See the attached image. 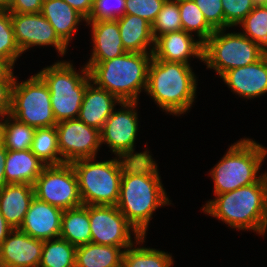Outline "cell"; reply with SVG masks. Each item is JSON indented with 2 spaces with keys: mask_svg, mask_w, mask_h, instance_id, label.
Wrapping results in <instances>:
<instances>
[{
  "mask_svg": "<svg viewBox=\"0 0 267 267\" xmlns=\"http://www.w3.org/2000/svg\"><path fill=\"white\" fill-rule=\"evenodd\" d=\"M21 54L14 36L11 13L0 10V57L9 59L14 64Z\"/></svg>",
  "mask_w": 267,
  "mask_h": 267,
  "instance_id": "34",
  "label": "cell"
},
{
  "mask_svg": "<svg viewBox=\"0 0 267 267\" xmlns=\"http://www.w3.org/2000/svg\"><path fill=\"white\" fill-rule=\"evenodd\" d=\"M165 0H126L125 14L136 15L153 24Z\"/></svg>",
  "mask_w": 267,
  "mask_h": 267,
  "instance_id": "37",
  "label": "cell"
},
{
  "mask_svg": "<svg viewBox=\"0 0 267 267\" xmlns=\"http://www.w3.org/2000/svg\"><path fill=\"white\" fill-rule=\"evenodd\" d=\"M15 79H0V116H6L11 111L12 88Z\"/></svg>",
  "mask_w": 267,
  "mask_h": 267,
  "instance_id": "39",
  "label": "cell"
},
{
  "mask_svg": "<svg viewBox=\"0 0 267 267\" xmlns=\"http://www.w3.org/2000/svg\"><path fill=\"white\" fill-rule=\"evenodd\" d=\"M33 188L37 199L63 210L83 205L71 163L45 166Z\"/></svg>",
  "mask_w": 267,
  "mask_h": 267,
  "instance_id": "11",
  "label": "cell"
},
{
  "mask_svg": "<svg viewBox=\"0 0 267 267\" xmlns=\"http://www.w3.org/2000/svg\"><path fill=\"white\" fill-rule=\"evenodd\" d=\"M41 14L67 46L80 21L86 22V18L64 0H43Z\"/></svg>",
  "mask_w": 267,
  "mask_h": 267,
  "instance_id": "23",
  "label": "cell"
},
{
  "mask_svg": "<svg viewBox=\"0 0 267 267\" xmlns=\"http://www.w3.org/2000/svg\"><path fill=\"white\" fill-rule=\"evenodd\" d=\"M58 147L64 163L96 158L101 146L100 131L77 119L56 124Z\"/></svg>",
  "mask_w": 267,
  "mask_h": 267,
  "instance_id": "13",
  "label": "cell"
},
{
  "mask_svg": "<svg viewBox=\"0 0 267 267\" xmlns=\"http://www.w3.org/2000/svg\"><path fill=\"white\" fill-rule=\"evenodd\" d=\"M43 240L13 229L0 246V267H39Z\"/></svg>",
  "mask_w": 267,
  "mask_h": 267,
  "instance_id": "15",
  "label": "cell"
},
{
  "mask_svg": "<svg viewBox=\"0 0 267 267\" xmlns=\"http://www.w3.org/2000/svg\"><path fill=\"white\" fill-rule=\"evenodd\" d=\"M263 57L267 61V45L263 48Z\"/></svg>",
  "mask_w": 267,
  "mask_h": 267,
  "instance_id": "46",
  "label": "cell"
},
{
  "mask_svg": "<svg viewBox=\"0 0 267 267\" xmlns=\"http://www.w3.org/2000/svg\"><path fill=\"white\" fill-rule=\"evenodd\" d=\"M14 36L22 54L33 46H53L65 55L68 46L58 37L54 28L41 13H11Z\"/></svg>",
  "mask_w": 267,
  "mask_h": 267,
  "instance_id": "14",
  "label": "cell"
},
{
  "mask_svg": "<svg viewBox=\"0 0 267 267\" xmlns=\"http://www.w3.org/2000/svg\"><path fill=\"white\" fill-rule=\"evenodd\" d=\"M14 64L4 57H0V79H15Z\"/></svg>",
  "mask_w": 267,
  "mask_h": 267,
  "instance_id": "42",
  "label": "cell"
},
{
  "mask_svg": "<svg viewBox=\"0 0 267 267\" xmlns=\"http://www.w3.org/2000/svg\"><path fill=\"white\" fill-rule=\"evenodd\" d=\"M196 81L190 64L152 58L145 92L163 111L179 116L188 112L193 105Z\"/></svg>",
  "mask_w": 267,
  "mask_h": 267,
  "instance_id": "3",
  "label": "cell"
},
{
  "mask_svg": "<svg viewBox=\"0 0 267 267\" xmlns=\"http://www.w3.org/2000/svg\"><path fill=\"white\" fill-rule=\"evenodd\" d=\"M121 247L93 242L76 248L75 267H121Z\"/></svg>",
  "mask_w": 267,
  "mask_h": 267,
  "instance_id": "26",
  "label": "cell"
},
{
  "mask_svg": "<svg viewBox=\"0 0 267 267\" xmlns=\"http://www.w3.org/2000/svg\"><path fill=\"white\" fill-rule=\"evenodd\" d=\"M15 78L10 115L35 128L56 126L50 91L43 79L34 74L24 82Z\"/></svg>",
  "mask_w": 267,
  "mask_h": 267,
  "instance_id": "9",
  "label": "cell"
},
{
  "mask_svg": "<svg viewBox=\"0 0 267 267\" xmlns=\"http://www.w3.org/2000/svg\"><path fill=\"white\" fill-rule=\"evenodd\" d=\"M121 101L90 81L83 96L78 119L99 131Z\"/></svg>",
  "mask_w": 267,
  "mask_h": 267,
  "instance_id": "20",
  "label": "cell"
},
{
  "mask_svg": "<svg viewBox=\"0 0 267 267\" xmlns=\"http://www.w3.org/2000/svg\"><path fill=\"white\" fill-rule=\"evenodd\" d=\"M225 30V31H224ZM217 29L204 42L203 63L221 76L234 68L248 66L263 56V48L241 32Z\"/></svg>",
  "mask_w": 267,
  "mask_h": 267,
  "instance_id": "8",
  "label": "cell"
},
{
  "mask_svg": "<svg viewBox=\"0 0 267 267\" xmlns=\"http://www.w3.org/2000/svg\"><path fill=\"white\" fill-rule=\"evenodd\" d=\"M67 2L72 8L77 10L80 14H82L86 19L89 17L93 0H64Z\"/></svg>",
  "mask_w": 267,
  "mask_h": 267,
  "instance_id": "41",
  "label": "cell"
},
{
  "mask_svg": "<svg viewBox=\"0 0 267 267\" xmlns=\"http://www.w3.org/2000/svg\"><path fill=\"white\" fill-rule=\"evenodd\" d=\"M63 211V209L34 196L19 229L29 236L43 241L59 238Z\"/></svg>",
  "mask_w": 267,
  "mask_h": 267,
  "instance_id": "17",
  "label": "cell"
},
{
  "mask_svg": "<svg viewBox=\"0 0 267 267\" xmlns=\"http://www.w3.org/2000/svg\"><path fill=\"white\" fill-rule=\"evenodd\" d=\"M34 198L30 184H6L0 189V212L13 229H19Z\"/></svg>",
  "mask_w": 267,
  "mask_h": 267,
  "instance_id": "21",
  "label": "cell"
},
{
  "mask_svg": "<svg viewBox=\"0 0 267 267\" xmlns=\"http://www.w3.org/2000/svg\"><path fill=\"white\" fill-rule=\"evenodd\" d=\"M7 157V149L4 145L0 142V189L6 185V178H5V161Z\"/></svg>",
  "mask_w": 267,
  "mask_h": 267,
  "instance_id": "43",
  "label": "cell"
},
{
  "mask_svg": "<svg viewBox=\"0 0 267 267\" xmlns=\"http://www.w3.org/2000/svg\"><path fill=\"white\" fill-rule=\"evenodd\" d=\"M267 149L250 138L233 143L227 153L211 169L214 182V194L233 191L256 183L263 174L258 175Z\"/></svg>",
  "mask_w": 267,
  "mask_h": 267,
  "instance_id": "5",
  "label": "cell"
},
{
  "mask_svg": "<svg viewBox=\"0 0 267 267\" xmlns=\"http://www.w3.org/2000/svg\"><path fill=\"white\" fill-rule=\"evenodd\" d=\"M76 247L62 238L43 241L39 267H75Z\"/></svg>",
  "mask_w": 267,
  "mask_h": 267,
  "instance_id": "29",
  "label": "cell"
},
{
  "mask_svg": "<svg viewBox=\"0 0 267 267\" xmlns=\"http://www.w3.org/2000/svg\"><path fill=\"white\" fill-rule=\"evenodd\" d=\"M89 218L93 243L121 247L125 250L134 245L131 232L134 233L135 244L145 242L146 236L138 233L117 206L89 205Z\"/></svg>",
  "mask_w": 267,
  "mask_h": 267,
  "instance_id": "12",
  "label": "cell"
},
{
  "mask_svg": "<svg viewBox=\"0 0 267 267\" xmlns=\"http://www.w3.org/2000/svg\"><path fill=\"white\" fill-rule=\"evenodd\" d=\"M46 165L30 150H7L5 178L7 184L33 185Z\"/></svg>",
  "mask_w": 267,
  "mask_h": 267,
  "instance_id": "24",
  "label": "cell"
},
{
  "mask_svg": "<svg viewBox=\"0 0 267 267\" xmlns=\"http://www.w3.org/2000/svg\"><path fill=\"white\" fill-rule=\"evenodd\" d=\"M11 0H0V10L9 12Z\"/></svg>",
  "mask_w": 267,
  "mask_h": 267,
  "instance_id": "45",
  "label": "cell"
},
{
  "mask_svg": "<svg viewBox=\"0 0 267 267\" xmlns=\"http://www.w3.org/2000/svg\"><path fill=\"white\" fill-rule=\"evenodd\" d=\"M0 120L2 121L0 142L7 150L23 151L31 149L35 127L18 121L10 114L1 117Z\"/></svg>",
  "mask_w": 267,
  "mask_h": 267,
  "instance_id": "27",
  "label": "cell"
},
{
  "mask_svg": "<svg viewBox=\"0 0 267 267\" xmlns=\"http://www.w3.org/2000/svg\"><path fill=\"white\" fill-rule=\"evenodd\" d=\"M126 0H93L86 21L117 20L125 14Z\"/></svg>",
  "mask_w": 267,
  "mask_h": 267,
  "instance_id": "36",
  "label": "cell"
},
{
  "mask_svg": "<svg viewBox=\"0 0 267 267\" xmlns=\"http://www.w3.org/2000/svg\"><path fill=\"white\" fill-rule=\"evenodd\" d=\"M50 91L51 105L56 122L77 119L84 92L91 81L88 68L76 72L70 61H57L37 73Z\"/></svg>",
  "mask_w": 267,
  "mask_h": 267,
  "instance_id": "7",
  "label": "cell"
},
{
  "mask_svg": "<svg viewBox=\"0 0 267 267\" xmlns=\"http://www.w3.org/2000/svg\"><path fill=\"white\" fill-rule=\"evenodd\" d=\"M12 230L13 228L7 223L0 212V246Z\"/></svg>",
  "mask_w": 267,
  "mask_h": 267,
  "instance_id": "44",
  "label": "cell"
},
{
  "mask_svg": "<svg viewBox=\"0 0 267 267\" xmlns=\"http://www.w3.org/2000/svg\"><path fill=\"white\" fill-rule=\"evenodd\" d=\"M243 27V35L262 48L267 45V8L258 3L238 24Z\"/></svg>",
  "mask_w": 267,
  "mask_h": 267,
  "instance_id": "32",
  "label": "cell"
},
{
  "mask_svg": "<svg viewBox=\"0 0 267 267\" xmlns=\"http://www.w3.org/2000/svg\"><path fill=\"white\" fill-rule=\"evenodd\" d=\"M46 166L63 164L55 126L36 128L30 149Z\"/></svg>",
  "mask_w": 267,
  "mask_h": 267,
  "instance_id": "28",
  "label": "cell"
},
{
  "mask_svg": "<svg viewBox=\"0 0 267 267\" xmlns=\"http://www.w3.org/2000/svg\"><path fill=\"white\" fill-rule=\"evenodd\" d=\"M152 158L130 160L124 166L116 205L141 236H146L153 212L171 204Z\"/></svg>",
  "mask_w": 267,
  "mask_h": 267,
  "instance_id": "1",
  "label": "cell"
},
{
  "mask_svg": "<svg viewBox=\"0 0 267 267\" xmlns=\"http://www.w3.org/2000/svg\"><path fill=\"white\" fill-rule=\"evenodd\" d=\"M92 26L93 49L87 63H101L126 53L117 20L86 21Z\"/></svg>",
  "mask_w": 267,
  "mask_h": 267,
  "instance_id": "19",
  "label": "cell"
},
{
  "mask_svg": "<svg viewBox=\"0 0 267 267\" xmlns=\"http://www.w3.org/2000/svg\"><path fill=\"white\" fill-rule=\"evenodd\" d=\"M152 53L126 52L101 63H86L91 82L105 89L120 101L138 102L141 90L146 91L148 67Z\"/></svg>",
  "mask_w": 267,
  "mask_h": 267,
  "instance_id": "4",
  "label": "cell"
},
{
  "mask_svg": "<svg viewBox=\"0 0 267 267\" xmlns=\"http://www.w3.org/2000/svg\"><path fill=\"white\" fill-rule=\"evenodd\" d=\"M202 211L238 230H253L262 236L267 230V172L253 184L214 194Z\"/></svg>",
  "mask_w": 267,
  "mask_h": 267,
  "instance_id": "2",
  "label": "cell"
},
{
  "mask_svg": "<svg viewBox=\"0 0 267 267\" xmlns=\"http://www.w3.org/2000/svg\"><path fill=\"white\" fill-rule=\"evenodd\" d=\"M224 12V29L238 24L253 10L259 0H221Z\"/></svg>",
  "mask_w": 267,
  "mask_h": 267,
  "instance_id": "35",
  "label": "cell"
},
{
  "mask_svg": "<svg viewBox=\"0 0 267 267\" xmlns=\"http://www.w3.org/2000/svg\"><path fill=\"white\" fill-rule=\"evenodd\" d=\"M60 238L76 248L91 242L89 205H82L63 211Z\"/></svg>",
  "mask_w": 267,
  "mask_h": 267,
  "instance_id": "25",
  "label": "cell"
},
{
  "mask_svg": "<svg viewBox=\"0 0 267 267\" xmlns=\"http://www.w3.org/2000/svg\"><path fill=\"white\" fill-rule=\"evenodd\" d=\"M133 246L124 250L121 267H171L174 262L164 251Z\"/></svg>",
  "mask_w": 267,
  "mask_h": 267,
  "instance_id": "30",
  "label": "cell"
},
{
  "mask_svg": "<svg viewBox=\"0 0 267 267\" xmlns=\"http://www.w3.org/2000/svg\"><path fill=\"white\" fill-rule=\"evenodd\" d=\"M117 22L119 25L120 37L126 52H153L154 39L152 36L151 23L144 18L131 14H124L117 19Z\"/></svg>",
  "mask_w": 267,
  "mask_h": 267,
  "instance_id": "22",
  "label": "cell"
},
{
  "mask_svg": "<svg viewBox=\"0 0 267 267\" xmlns=\"http://www.w3.org/2000/svg\"><path fill=\"white\" fill-rule=\"evenodd\" d=\"M43 0H11L10 13H41Z\"/></svg>",
  "mask_w": 267,
  "mask_h": 267,
  "instance_id": "40",
  "label": "cell"
},
{
  "mask_svg": "<svg viewBox=\"0 0 267 267\" xmlns=\"http://www.w3.org/2000/svg\"><path fill=\"white\" fill-rule=\"evenodd\" d=\"M203 49L202 41H196L193 34L180 30L157 37L154 40L152 58L189 64V58L195 56L203 62Z\"/></svg>",
  "mask_w": 267,
  "mask_h": 267,
  "instance_id": "16",
  "label": "cell"
},
{
  "mask_svg": "<svg viewBox=\"0 0 267 267\" xmlns=\"http://www.w3.org/2000/svg\"><path fill=\"white\" fill-rule=\"evenodd\" d=\"M138 102L121 101V108L110 115L100 130V142L106 144L115 156L128 160H145L152 156L147 150L135 153L134 145L138 133Z\"/></svg>",
  "mask_w": 267,
  "mask_h": 267,
  "instance_id": "10",
  "label": "cell"
},
{
  "mask_svg": "<svg viewBox=\"0 0 267 267\" xmlns=\"http://www.w3.org/2000/svg\"><path fill=\"white\" fill-rule=\"evenodd\" d=\"M259 3H261L264 7L267 8V0H259Z\"/></svg>",
  "mask_w": 267,
  "mask_h": 267,
  "instance_id": "47",
  "label": "cell"
},
{
  "mask_svg": "<svg viewBox=\"0 0 267 267\" xmlns=\"http://www.w3.org/2000/svg\"><path fill=\"white\" fill-rule=\"evenodd\" d=\"M182 30L198 36L203 43L214 33L215 29L206 21L204 14L193 0H179Z\"/></svg>",
  "mask_w": 267,
  "mask_h": 267,
  "instance_id": "31",
  "label": "cell"
},
{
  "mask_svg": "<svg viewBox=\"0 0 267 267\" xmlns=\"http://www.w3.org/2000/svg\"><path fill=\"white\" fill-rule=\"evenodd\" d=\"M215 29H224V12L221 0H193Z\"/></svg>",
  "mask_w": 267,
  "mask_h": 267,
  "instance_id": "38",
  "label": "cell"
},
{
  "mask_svg": "<svg viewBox=\"0 0 267 267\" xmlns=\"http://www.w3.org/2000/svg\"><path fill=\"white\" fill-rule=\"evenodd\" d=\"M220 78L236 95L245 99L260 97L267 93V61L262 56L248 66L224 72Z\"/></svg>",
  "mask_w": 267,
  "mask_h": 267,
  "instance_id": "18",
  "label": "cell"
},
{
  "mask_svg": "<svg viewBox=\"0 0 267 267\" xmlns=\"http://www.w3.org/2000/svg\"><path fill=\"white\" fill-rule=\"evenodd\" d=\"M182 30L179 0H165L161 10L152 24V36L157 37Z\"/></svg>",
  "mask_w": 267,
  "mask_h": 267,
  "instance_id": "33",
  "label": "cell"
},
{
  "mask_svg": "<svg viewBox=\"0 0 267 267\" xmlns=\"http://www.w3.org/2000/svg\"><path fill=\"white\" fill-rule=\"evenodd\" d=\"M95 160L87 158L71 163L82 204L116 206L123 169L130 160L118 156L106 161L93 162Z\"/></svg>",
  "mask_w": 267,
  "mask_h": 267,
  "instance_id": "6",
  "label": "cell"
}]
</instances>
